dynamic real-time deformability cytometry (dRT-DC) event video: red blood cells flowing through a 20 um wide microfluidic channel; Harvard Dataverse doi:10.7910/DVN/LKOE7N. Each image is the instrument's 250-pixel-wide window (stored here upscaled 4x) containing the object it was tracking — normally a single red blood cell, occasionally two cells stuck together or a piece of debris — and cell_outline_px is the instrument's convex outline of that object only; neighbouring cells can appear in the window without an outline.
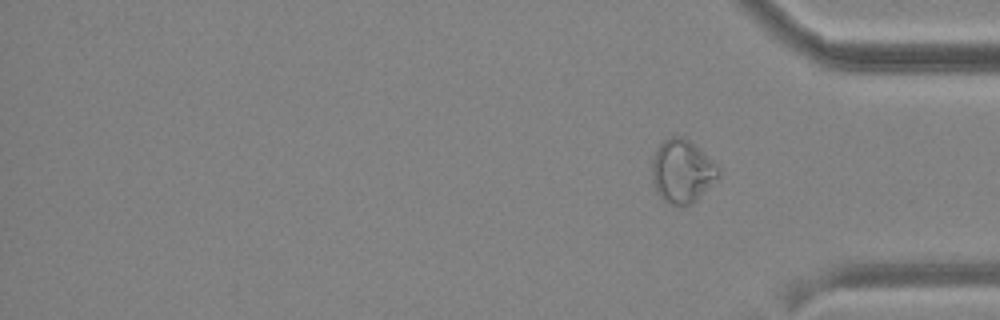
{"species": "common noctule bat (a hibernating species)", "species_latin": "Nyctalus noctula", "temperature_condition": "cold", "stored_images_in_passage": 19, "segment_of_instrument_passage": [2, 2], "camera_frame_rate_fps": 3000, "um_per_image_px": 0.085, "animal": {"sex": "male", "body_mass_g": 19.2, "forearm_length_mm": 51.8}, "frame": {"image": 1, "passage_image": 19, "time_ms": 24.333, "image_size_px": [1000, 320], "cell_outline_px": [[720, 176], [696, 200], [684, 208], [668, 204], [656, 192], [652, 180], [652, 160], [656, 148], [664, 140], [672, 136], [680, 136], [688, 140], [712, 160], [720, 172]], "centroid_in_image_um": [57.95, 14.59], "position_along_channel_um": 377.2, "area_um2": 24.45}}